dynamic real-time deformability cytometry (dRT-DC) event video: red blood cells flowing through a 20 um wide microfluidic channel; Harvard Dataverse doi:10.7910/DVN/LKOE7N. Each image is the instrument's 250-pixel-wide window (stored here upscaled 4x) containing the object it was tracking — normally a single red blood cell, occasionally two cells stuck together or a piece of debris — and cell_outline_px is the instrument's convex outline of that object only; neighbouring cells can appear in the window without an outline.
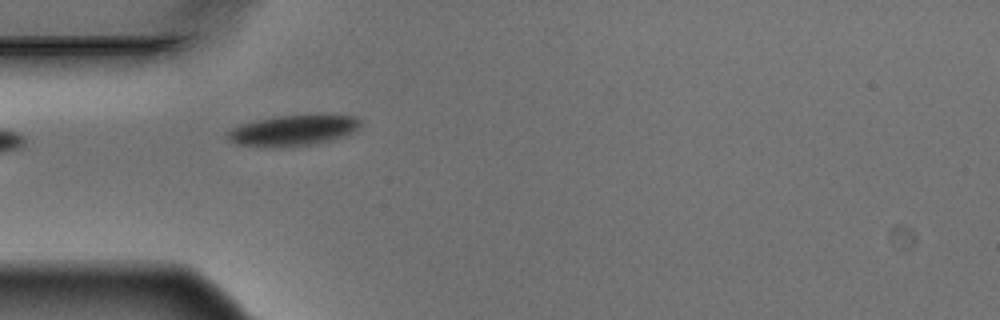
{"species": "Egyptian fruit bat (a non-hibernating species)", "species_latin": "Rousettus aegyptiacus", "temperature_condition": "warm", "stored_images_in_passage": 6, "camera_frame_rate_fps": 3000, "um_per_image_px": 0.085, "animal": {"sex": "male"}, "frame": {"image": 1, "passage_image": 5, "time_ms": 1.333, "image_size_px": [1000, 320], "cell_outline_px": [[360, 124], [352, 132], [344, 136], [328, 140], [308, 144], [236, 144], [228, 140], [224, 132], [240, 124], [256, 120], [276, 116], [320, 112], [356, 116], [360, 120]], "centroid_in_image_um": [24.97, 10.98], "position_along_channel_um": 60.0, "area_um2": 23.41}}
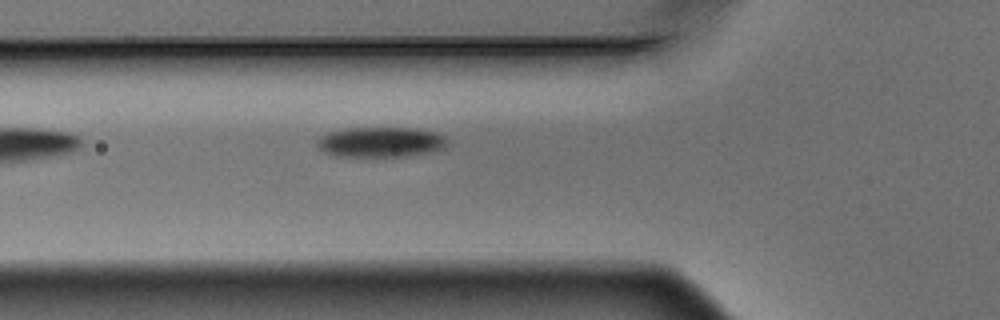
{"frame": {"image": 2, "passage_image": 6, "time_ms": 1.667, "image_size_px": [1000, 320], "cell_outline_px": [[448, 148], [432, 152], [408, 156], [336, 156], [324, 152], [316, 144], [316, 140], [320, 136], [328, 132], [348, 128], [416, 128], [432, 132], [444, 136], [448, 140]], "centroid_in_image_um": [32.39, 12.08], "position_along_channel_um": 93.4, "area_um2": 23.06}}